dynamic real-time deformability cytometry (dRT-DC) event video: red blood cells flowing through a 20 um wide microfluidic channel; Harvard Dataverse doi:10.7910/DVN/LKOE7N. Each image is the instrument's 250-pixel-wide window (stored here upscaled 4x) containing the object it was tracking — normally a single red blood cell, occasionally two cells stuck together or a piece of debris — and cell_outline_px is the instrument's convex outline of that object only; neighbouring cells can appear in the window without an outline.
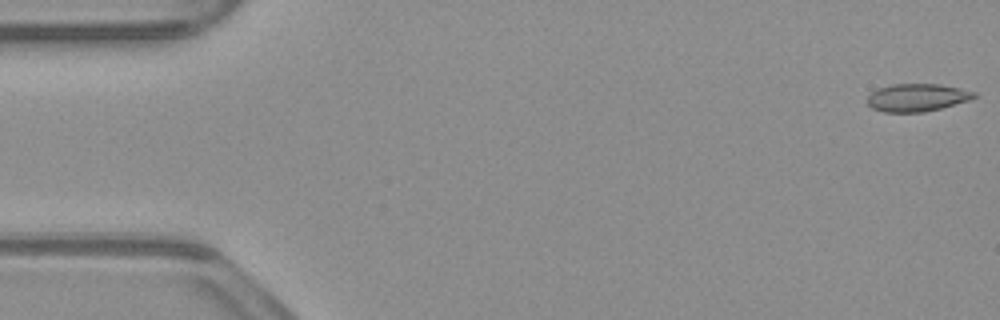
{"species": "common noctule bat (a hibernating species)", "species_latin": "Nyctalus noctula", "temperature_condition": "warm", "stored_images_in_passage": 53, "camera_frame_rate_fps": 3000, "um_per_image_px": 0.085, "animal": {"sex": "male", "body_mass_g": 23.1, "forearm_length_mm": 52.7}, "frame": {"image": 1, "passage_image": 1, "time_ms": 0.0, "image_size_px": [1000, 320], "cell_outline_px": [[976, 96], [968, 100], [940, 108], [924, 112], [884, 112], [872, 108], [868, 104], [868, 96], [872, 92], [880, 88], [892, 84], [940, 84], [960, 88], [976, 92]], "centroid_in_image_um": [77.94, 8.29], "position_along_channel_um": 7.1, "area_um2": 17.05}}
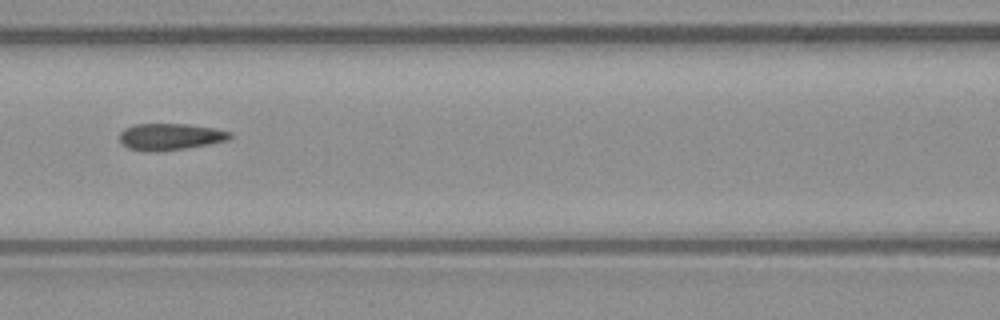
{"frame": {"image": 2, "passage_image": 23, "time_ms": 7.333, "image_size_px": [1000, 320], "cell_outline_px": [[232, 136], [228, 140], [208, 144], [184, 148], [148, 152], [144, 152], [128, 148], [120, 144], [120, 132], [124, 128], [136, 124], [188, 124], [216, 128], [232, 132]], "centroid_in_image_um": [14.45, 11.61], "position_along_channel_um": 152.2, "area_um2": 17.22}}
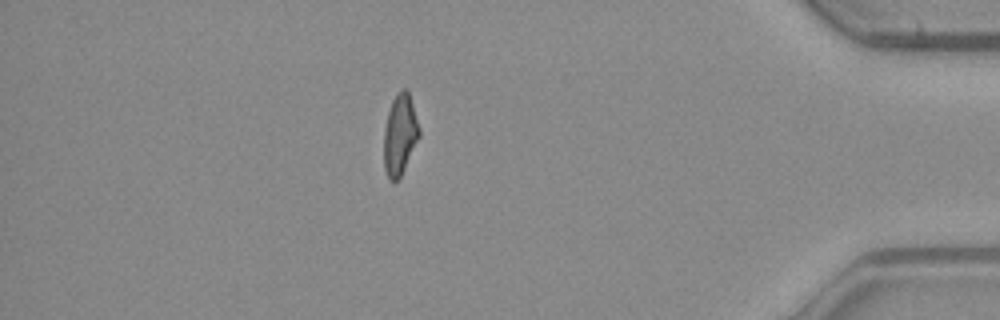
{"frame": {"image": 3, "passage_image": 46, "time_ms": 15.0, "image_size_px": [1000, 320], "cell_outline_px": [[420, 136], [400, 176], [396, 180], [388, 180], [384, 168], [384, 128], [388, 112], [392, 100], [404, 88], [408, 88], [420, 128]], "centroid_in_image_um": [33.99, 11.43], "position_along_channel_um": 401.2, "area_um2": 16.53}, "authors_computed_cell_mechanics": {"area_um2": 17.2822, "velocity_mm_per_s": 3.8789, "shape_relaxation_time_tau1_ms": null, "shape_relaxation_time_tau2_ms": 1.29, "deformation_change_tau1": null, "deformation_change_tau2": 0.0686}}